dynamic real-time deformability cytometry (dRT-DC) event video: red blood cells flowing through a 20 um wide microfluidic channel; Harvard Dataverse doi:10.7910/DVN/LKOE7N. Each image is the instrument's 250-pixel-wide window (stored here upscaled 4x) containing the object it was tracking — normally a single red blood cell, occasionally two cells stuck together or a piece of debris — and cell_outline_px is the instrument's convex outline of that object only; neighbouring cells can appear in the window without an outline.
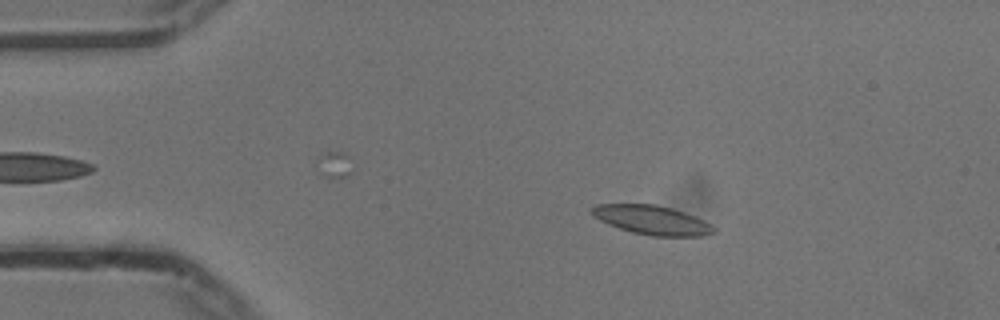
{"species": "common noctule bat (a hibernating species)", "species_latin": "Nyctalus noctula", "temperature_condition": "cold", "stored_images_in_passage": 48, "camera_frame_rate_fps": 3000, "um_per_image_px": 0.085, "animal": {"sex": "male", "body_mass_g": 13.3}, "frame": {"image": 1, "passage_image": 7, "time_ms": 2.0, "image_size_px": [1000, 320], "cell_outline_px": [[716, 232], [704, 236], [652, 236], [632, 232], [608, 224], [592, 216], [588, 212], [588, 208], [596, 204], [656, 204], [672, 208], [684, 212], [704, 220], [712, 224], [716, 228]], "centroid_in_image_um": [55.4, 18.69], "position_along_channel_um": 29.6, "area_um2": 20.98}}
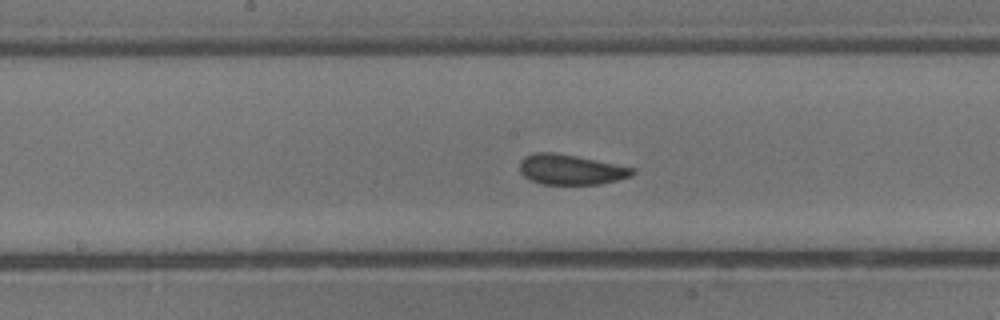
{"frame": {"image": 2, "passage_image": 25, "time_ms": 8.0, "image_size_px": [1000, 320], "cell_outline_px": [[636, 172], [632, 176], [600, 184], [540, 184], [528, 180], [520, 172], [520, 160], [536, 152], [552, 152], [576, 156], [636, 168]], "centroid_in_image_um": [48.52, 14.42], "position_along_channel_um": 199.7, "area_um2": 19.83}}
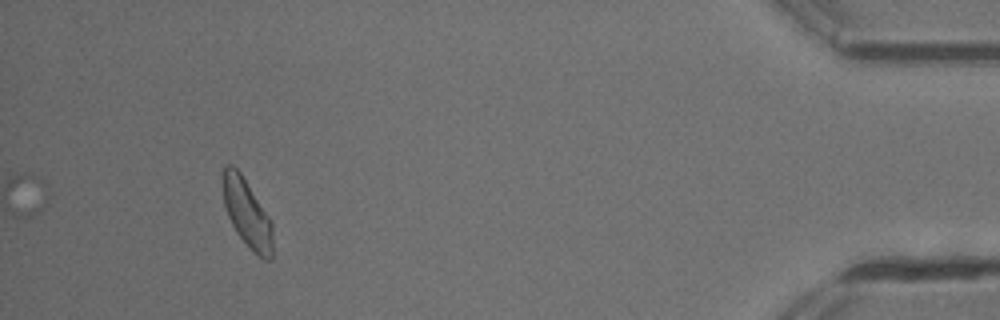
{"frame": {"image": 3, "passage_image": 48, "time_ms": 15.667, "image_size_px": [1000, 320], "cell_outline_px": [[272, 260], [264, 260], [252, 252], [248, 248], [236, 232], [228, 216], [224, 204], [224, 168], [228, 164], [232, 164], [240, 172], [272, 220]], "centroid_in_image_um": [21.03, 18.19], "position_along_channel_um": 414.2, "area_um2": 19.71}, "authors_computed_cell_mechanics": {"area_um2": 19.941, "velocity_mm_per_s": 3.7231, "shape_relaxation_time_tau1_ms": 3.4205, "shape_relaxation_time_tau2_ms": 1.1804, "deformation_change_tau1": 0.0741, "deformation_change_tau2": 0.0749}}